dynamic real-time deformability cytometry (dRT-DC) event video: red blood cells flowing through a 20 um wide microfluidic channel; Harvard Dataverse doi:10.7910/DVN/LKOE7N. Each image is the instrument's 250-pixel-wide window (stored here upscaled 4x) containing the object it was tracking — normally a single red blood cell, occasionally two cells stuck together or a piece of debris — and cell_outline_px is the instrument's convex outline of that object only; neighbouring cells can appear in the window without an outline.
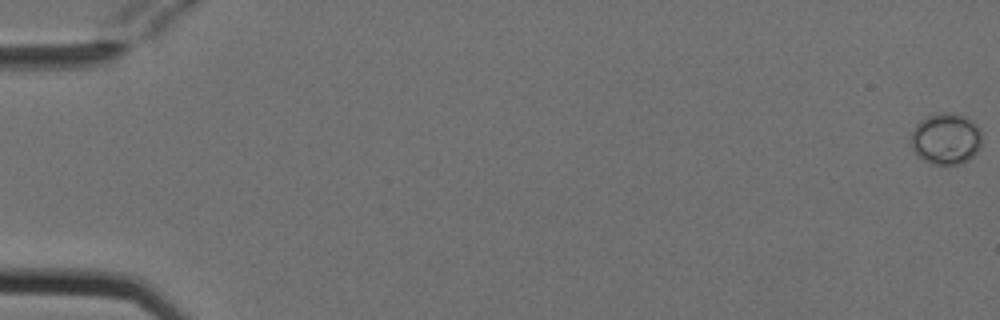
{"species": "Egyptian fruit bat (a non-hibernating species)", "species_latin": "Rousettus aegyptiacus", "temperature_condition": "cold", "stored_images_in_passage": 6, "camera_frame_rate_fps": 3000, "um_per_image_px": 0.085, "animal": {"sex": "female"}, "frame": {"image": 1, "passage_image": 1, "time_ms": 0.0, "image_size_px": [1000, 320], "cell_outline_px": [[980, 148], [968, 160], [960, 164], [932, 164], [916, 156], [912, 148], [912, 128], [920, 120], [936, 112], [948, 112], [964, 116], [972, 120], [980, 128]], "centroid_in_image_um": [80.39, 11.78], "position_along_channel_um": 4.6, "area_um2": 21.33}}
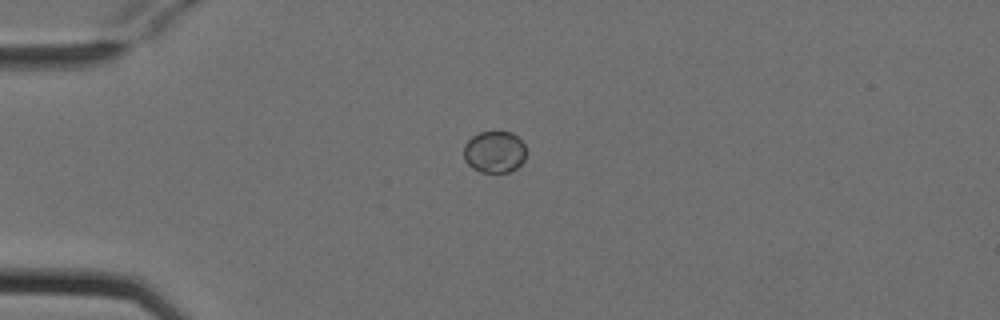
{"frame": {"image": 2, "passage_image": 5, "time_ms": 1.333, "image_size_px": [1000, 320], "cell_outline_px": [[524, 160], [516, 168], [508, 172], [480, 172], [472, 168], [464, 160], [464, 144], [472, 136], [480, 132], [512, 132], [524, 144]], "centroid_in_image_um": [42.0, 12.91], "position_along_channel_um": 43.0, "area_um2": 15.09}}
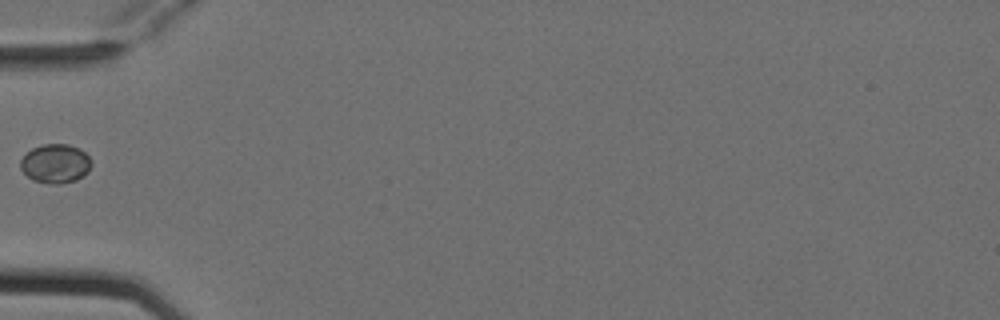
{"frame": {"image": 3, "passage_image": 6, "time_ms": 1.667, "image_size_px": [1000, 320], "cell_outline_px": [[92, 164], [88, 172], [84, 176], [76, 180], [60, 184], [48, 184], [32, 180], [20, 168], [20, 160], [32, 148], [44, 144], [68, 144], [84, 152], [92, 160]], "centroid_in_image_um": [4.72, 13.92], "position_along_channel_um": 80.3, "area_um2": 16.18}}